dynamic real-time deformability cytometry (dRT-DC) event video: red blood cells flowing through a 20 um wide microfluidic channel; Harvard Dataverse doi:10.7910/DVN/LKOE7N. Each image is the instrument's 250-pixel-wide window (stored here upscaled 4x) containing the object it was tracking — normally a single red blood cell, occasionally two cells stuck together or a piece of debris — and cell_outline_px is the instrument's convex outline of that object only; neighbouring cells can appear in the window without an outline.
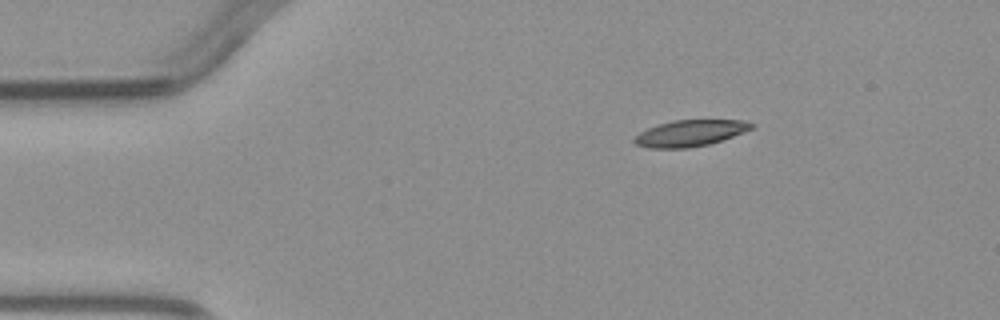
{"species": "common noctule bat (a hibernating species)", "species_latin": "Nyctalus noctula", "temperature_condition": "warm", "stored_images_in_passage": 2, "camera_frame_rate_fps": 3000, "um_per_image_px": 0.085, "animal": {"sex": "male", "body_mass_g": 23.1, "forearm_length_mm": 52.7}, "frame": {"image": 1, "passage_image": 2, "time_ms": 1.333, "image_size_px": [1000, 320], "cell_outline_px": [[756, 128], [708, 144], [688, 148], [648, 148], [636, 144], [632, 140], [640, 132], [648, 128], [672, 120], [744, 120], [756, 124]], "centroid_in_image_um": [58.69, 11.31], "position_along_channel_um": 26.3, "area_um2": 17.92}}